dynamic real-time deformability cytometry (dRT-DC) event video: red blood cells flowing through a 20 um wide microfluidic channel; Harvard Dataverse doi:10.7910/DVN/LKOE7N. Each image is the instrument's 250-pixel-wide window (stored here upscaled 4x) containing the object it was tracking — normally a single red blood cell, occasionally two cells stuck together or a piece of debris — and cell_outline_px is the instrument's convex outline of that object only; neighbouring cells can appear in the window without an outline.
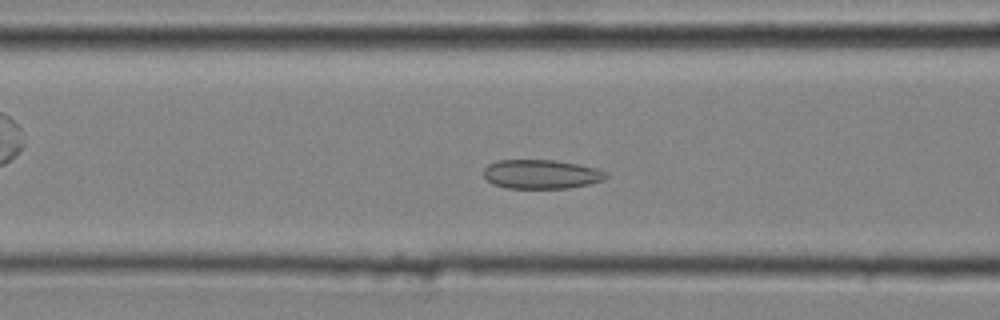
{"species": "common noctule bat (a hibernating species)", "species_latin": "Nyctalus noctula", "temperature_condition": "cold", "stored_images_in_passage": 35, "camera_frame_rate_fps": 3000, "um_per_image_px": 0.085, "animal": {"sex": "male", "body_mass_g": 20.4}, "frame": {"image": 1, "passage_image": 16, "time_ms": 5.0, "image_size_px": [1000, 320], "cell_outline_px": [[608, 176], [604, 180], [588, 184], [568, 188], [504, 188], [492, 184], [484, 176], [484, 168], [488, 164], [496, 160], [556, 160], [580, 164], [596, 168], [608, 172]], "centroid_in_image_um": [46.01, 14.8], "position_along_channel_um": 120.6, "area_um2": 20.98}}
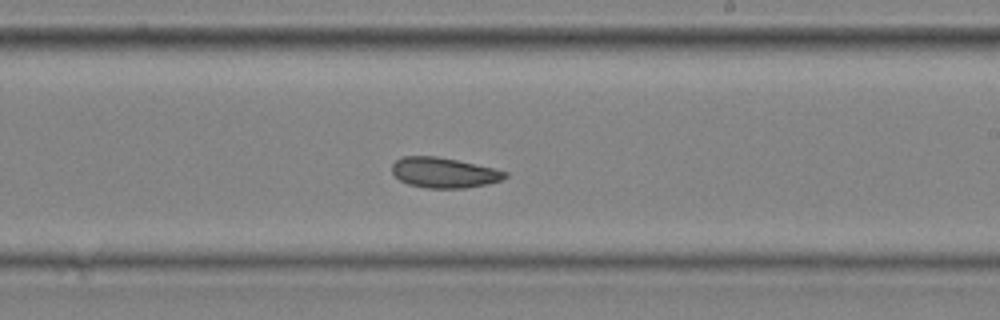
{"frame": {"image": 2, "passage_image": 25, "time_ms": 8.0, "image_size_px": [1000, 320], "cell_outline_px": [[508, 176], [500, 180], [488, 184], [464, 188], [428, 188], [408, 184], [400, 180], [392, 172], [392, 164], [396, 160], [404, 156], [436, 156], [456, 160], [492, 168], [508, 172]], "centroid_in_image_um": [37.72, 14.68], "position_along_channel_um": 251.3, "area_um2": 19.77}}
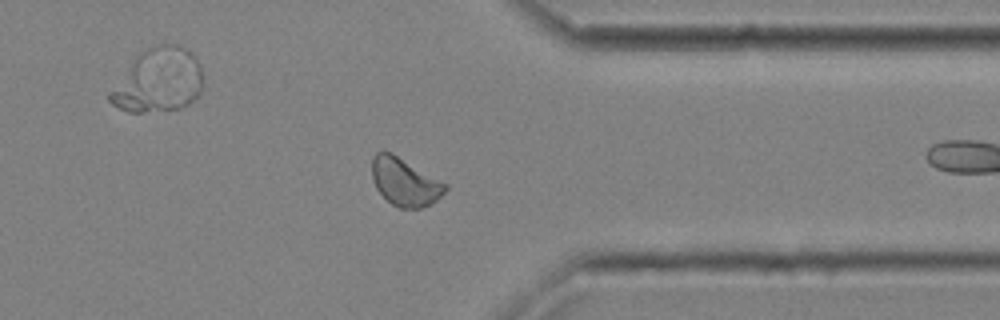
{"frame": {"image": 3, "passage_image": 34, "time_ms": 11.0, "image_size_px": [1000, 320], "cell_outline_px": [[448, 188], [436, 200], [424, 208], [400, 208], [392, 204], [376, 188], [372, 180], [372, 156], [376, 152], [392, 152], [448, 184]], "centroid_in_image_um": [34.41, 15.45], "position_along_channel_um": 377.0, "area_um2": 20.46}}